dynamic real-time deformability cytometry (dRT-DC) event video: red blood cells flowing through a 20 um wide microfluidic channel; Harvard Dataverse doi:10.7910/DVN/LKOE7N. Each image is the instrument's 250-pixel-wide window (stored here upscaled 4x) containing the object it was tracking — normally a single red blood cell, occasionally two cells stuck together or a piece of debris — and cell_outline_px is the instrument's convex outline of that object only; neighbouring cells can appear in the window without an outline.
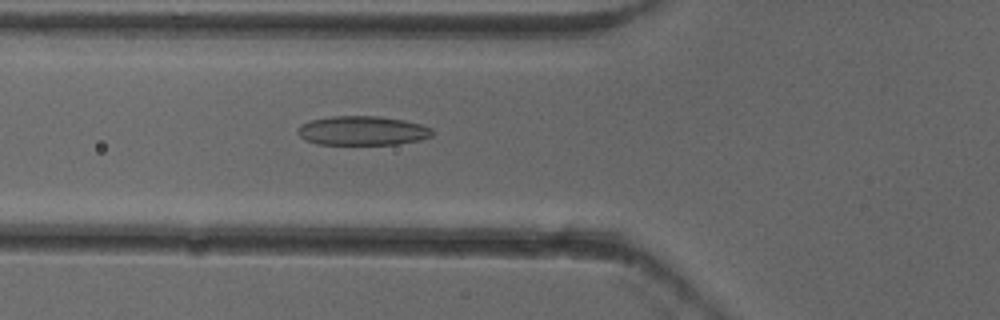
{"species": "common noctule bat (a hibernating species)", "species_latin": "Nyctalus noctula", "temperature_condition": "cold", "stored_images_in_passage": 52, "camera_frame_rate_fps": 3000, "um_per_image_px": 0.085, "animal": {"sex": "female"}, "frame": {"image": 1, "passage_image": 19, "time_ms": 6.0, "image_size_px": [1000, 320], "cell_outline_px": [[432, 136], [420, 140], [396, 144], [316, 144], [304, 140], [296, 132], [296, 128], [300, 124], [312, 120], [332, 116], [376, 116], [404, 120], [420, 124], [432, 128]], "centroid_in_image_um": [30.76, 11.11], "position_along_channel_um": 95.0, "area_um2": 22.95}}
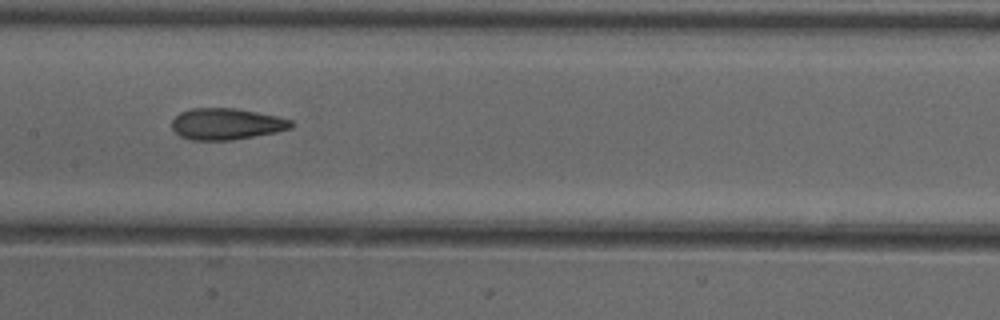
{"frame": {"image": 2, "passage_image": 26, "time_ms": 8.333, "image_size_px": [1000, 320], "cell_outline_px": [[296, 124], [292, 128], [276, 132], [232, 140], [192, 140], [180, 136], [172, 128], [172, 120], [180, 112], [192, 108], [236, 108], [280, 116], [292, 120]], "centroid_in_image_um": [19.29, 10.53], "position_along_channel_um": 188.1, "area_um2": 22.02}}
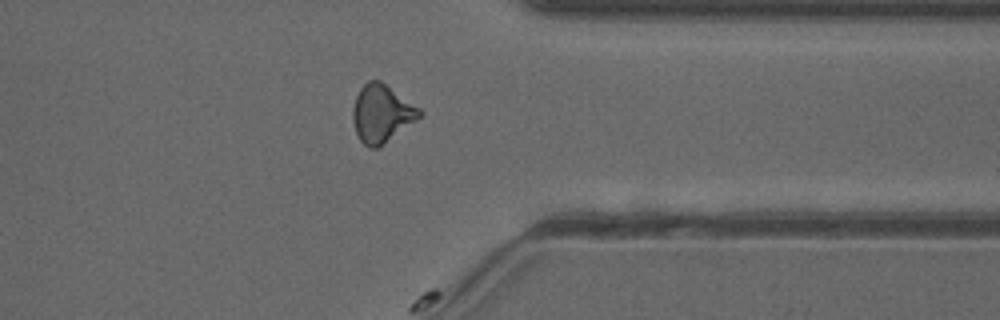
{"frame": {"image": 3, "passage_image": 41, "time_ms": 13.333, "image_size_px": [1000, 320], "cell_outline_px": [[424, 112], [420, 116], [380, 148], [368, 148], [360, 140], [356, 132], [352, 116], [352, 108], [356, 96], [360, 88], [368, 80], [380, 80], [420, 108]], "centroid_in_image_um": [32.42, 9.66], "position_along_channel_um": 379.0, "area_um2": 22.37}, "authors_computed_cell_mechanics": {"area_um2": 21.5883, "velocity_mm_per_s": 3.9378, "shape_relaxation_time_tau1_ms": null, "shape_relaxation_time_tau2_ms": 1.6633, "deformation_change_tau1": null, "deformation_change_tau2": 0.093}}